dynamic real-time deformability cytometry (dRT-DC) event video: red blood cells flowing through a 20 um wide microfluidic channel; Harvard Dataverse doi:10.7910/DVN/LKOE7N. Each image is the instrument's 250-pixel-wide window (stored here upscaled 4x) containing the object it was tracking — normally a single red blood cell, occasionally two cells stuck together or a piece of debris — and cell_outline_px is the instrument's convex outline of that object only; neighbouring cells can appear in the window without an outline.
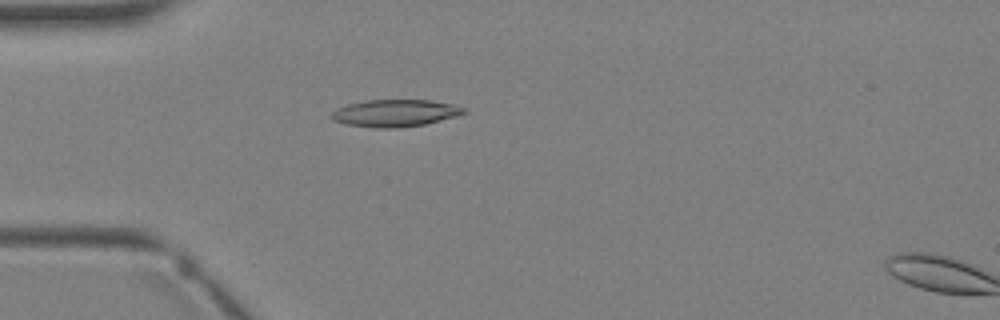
{"species": "Egyptian fruit bat (a non-hibernating species)", "species_latin": "Rousettus aegyptiacus", "temperature_condition": "warm", "stored_images_in_passage": 4, "camera_frame_rate_fps": 3000, "um_per_image_px": 0.085, "animal": {"sex": "female"}, "frame": {"image": 1, "passage_image": 3, "time_ms": 3.333, "image_size_px": [1000, 320], "cell_outline_px": [[468, 112], [456, 116], [424, 124], [396, 128], [380, 128], [344, 124], [332, 120], [328, 116], [336, 108], [348, 104], [364, 100], [432, 100], [452, 104], [464, 108]], "centroid_in_image_um": [33.53, 9.61], "position_along_channel_um": 51.5, "area_um2": 20.98}}